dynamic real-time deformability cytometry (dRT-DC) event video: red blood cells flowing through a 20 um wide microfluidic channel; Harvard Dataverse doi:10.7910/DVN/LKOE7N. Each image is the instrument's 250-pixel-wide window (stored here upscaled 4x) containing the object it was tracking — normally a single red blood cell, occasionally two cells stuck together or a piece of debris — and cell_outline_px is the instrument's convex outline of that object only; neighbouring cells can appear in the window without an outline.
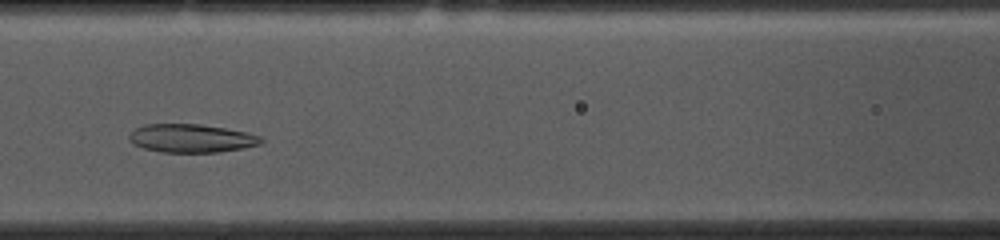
{"species": "common noctule bat (a hibernating species)", "species_latin": "Nyctalus noctula", "temperature_condition": "cold", "stored_images_in_passage": 38, "camera_frame_rate_fps": 3000, "um_per_image_px": 0.085, "animal": {"sex": "female", "body_mass_g": 10.0, "forearm_length_mm": 53.1}, "frame": {"image": 1, "passage_image": 17, "time_ms": 5.333, "image_size_px": [1000, 240], "cell_outline_px": [[264, 140], [260, 144], [244, 148], [220, 152], [160, 152], [144, 148], [132, 144], [128, 140], [128, 136], [136, 128], [144, 124], [200, 124], [248, 132], [260, 136]], "centroid_in_image_um": [16.26, 11.76], "position_along_channel_um": 150.3, "area_um2": 21.91}, "authors_computed_cell_mechanics": {"area_um2": 25.9522, "velocity_mm_per_s": 3.6385, "shape_relaxation_time_tau1_ms": null, "shape_relaxation_time_tau2_ms": 2.1118, "deformation_change_tau1": null, "deformation_change_tau2": 0.0735}}